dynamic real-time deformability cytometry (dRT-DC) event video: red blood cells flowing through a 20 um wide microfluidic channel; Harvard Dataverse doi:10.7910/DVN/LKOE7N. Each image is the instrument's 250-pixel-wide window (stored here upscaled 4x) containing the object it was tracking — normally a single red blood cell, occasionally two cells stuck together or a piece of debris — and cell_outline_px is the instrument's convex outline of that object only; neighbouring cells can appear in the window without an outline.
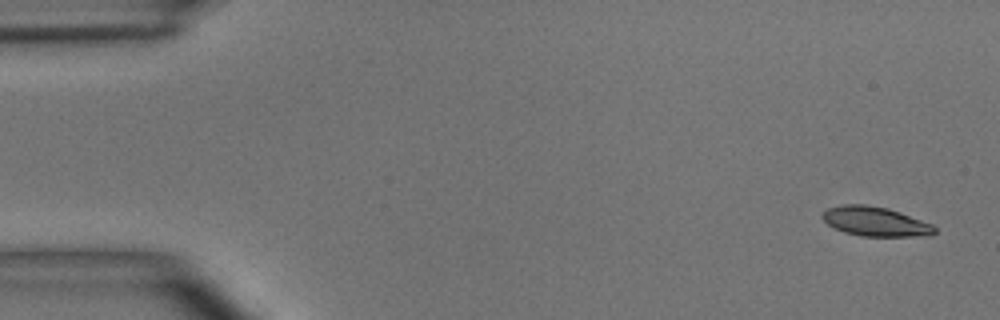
{"species": "common noctule bat (a hibernating species)", "species_latin": "Nyctalus noctula", "temperature_condition": "room temperature", "stored_images_in_passage": 7, "camera_frame_rate_fps": 3000, "um_per_image_px": 0.085, "animal": {"sex": "male", "body_mass_g": 15.6}, "frame": {"image": 1, "passage_image": 1, "time_ms": 0.0, "image_size_px": [1000, 320], "cell_outline_px": [[936, 232], [932, 236], [860, 236], [844, 232], [828, 224], [820, 216], [828, 208], [844, 204], [864, 204], [888, 208], [900, 212], [932, 224], [936, 228]], "centroid_in_image_um": [74.43, 18.83], "position_along_channel_um": 10.6, "area_um2": 19.25}}
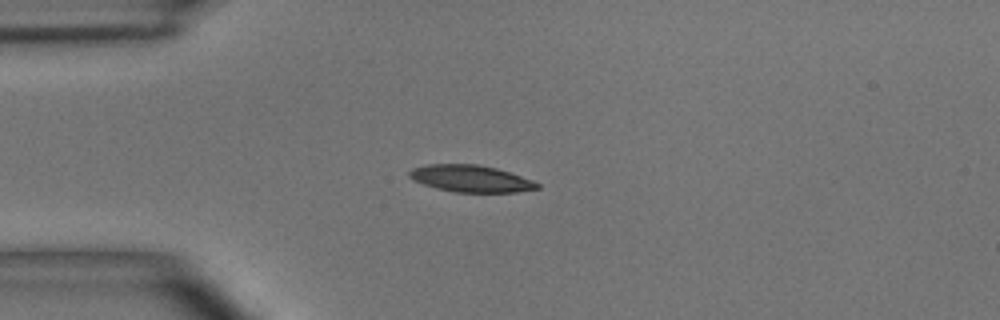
{"frame": {"image": 2, "passage_image": 4, "time_ms": 3.667, "image_size_px": [1000, 320], "cell_outline_px": [[540, 188], [516, 192], [456, 192], [436, 188], [412, 180], [408, 176], [408, 172], [412, 168], [428, 164], [480, 164], [496, 168], [532, 180], [540, 184]], "centroid_in_image_um": [39.99, 15.17], "position_along_channel_um": 45.0, "area_um2": 20.0}}
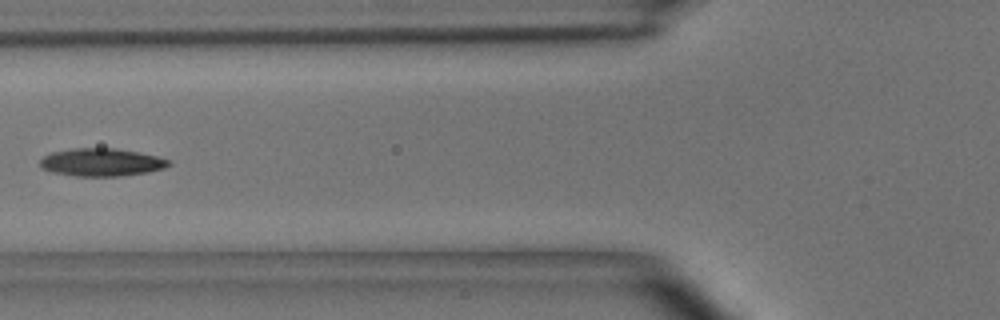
{"frame": {"image": 3, "passage_image": 6, "time_ms": 6.0, "image_size_px": [1000, 320], "cell_outline_px": [[172, 164], [164, 168], [148, 172], [120, 176], [76, 176], [52, 172], [40, 168], [40, 160], [44, 156], [52, 152], [72, 148], [116, 148], [156, 156], [172, 160]], "centroid_in_image_um": [8.63, 13.79], "position_along_channel_um": 117.2, "area_um2": 20.92}}